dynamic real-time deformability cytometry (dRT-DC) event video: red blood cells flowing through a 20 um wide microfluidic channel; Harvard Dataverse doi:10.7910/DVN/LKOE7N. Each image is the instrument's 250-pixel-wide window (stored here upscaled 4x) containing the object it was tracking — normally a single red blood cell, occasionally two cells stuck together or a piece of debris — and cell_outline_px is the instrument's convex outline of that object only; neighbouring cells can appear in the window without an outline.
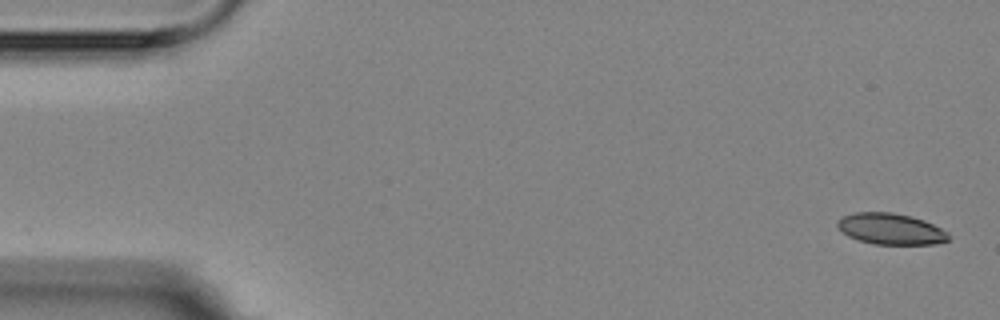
{"species": "Egyptian fruit bat (a non-hibernating species)", "species_latin": "Rousettus aegyptiacus", "temperature_condition": "room temperature", "stored_images_in_passage": 4, "camera_frame_rate_fps": 3000, "um_per_image_px": 0.085, "animal": {"sex": "female"}, "frame": {"image": 1, "passage_image": 1, "time_ms": 0.0, "image_size_px": [1000, 320], "cell_outline_px": [[948, 240], [936, 244], [876, 244], [860, 240], [848, 236], [836, 224], [836, 220], [844, 216], [856, 212], [892, 212], [912, 216], [924, 220], [948, 232]], "centroid_in_image_um": [75.72, 19.45], "position_along_channel_um": 9.3, "area_um2": 20.0}}
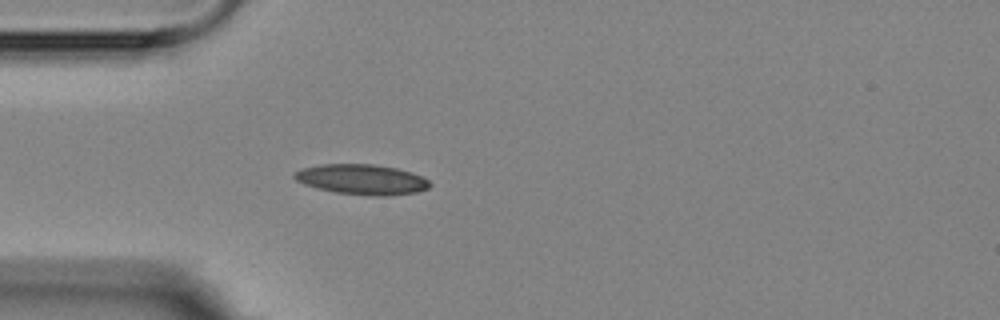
{"frame": {"image": 2, "passage_image": 4, "time_ms": 4.667, "image_size_px": [1000, 320], "cell_outline_px": [[432, 184], [428, 188], [416, 192], [388, 196], [372, 196], [336, 192], [316, 188], [304, 184], [296, 180], [292, 176], [300, 168], [320, 164], [372, 164], [396, 168], [412, 172], [428, 180]], "centroid_in_image_um": [30.74, 15.25], "position_along_channel_um": 54.3, "area_um2": 23.87}}